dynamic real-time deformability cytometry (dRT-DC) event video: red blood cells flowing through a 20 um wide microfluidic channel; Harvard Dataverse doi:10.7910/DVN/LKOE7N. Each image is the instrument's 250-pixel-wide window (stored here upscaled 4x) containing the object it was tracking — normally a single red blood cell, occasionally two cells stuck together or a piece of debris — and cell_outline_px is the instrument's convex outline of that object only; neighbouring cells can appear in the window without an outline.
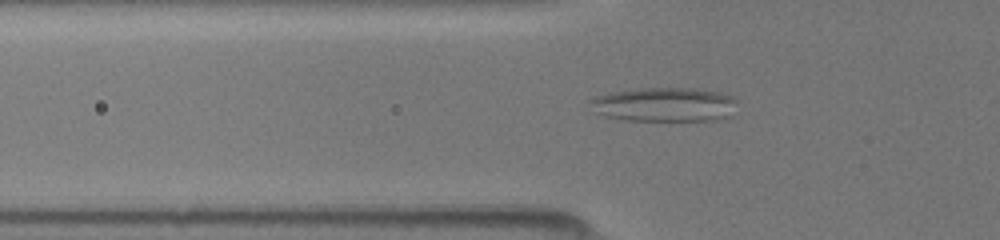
{"species": "common noctule bat (a hibernating species)", "species_latin": "Nyctalus noctula", "temperature_condition": "room temperature", "stored_images_in_passage": 39, "camera_frame_rate_fps": 3000, "um_per_image_px": 0.085, "animal": {"sex": "female", "body_mass_g": 19.5, "forearm_length_mm": 54.1}, "frame": {"image": 1, "passage_image": 6, "time_ms": 1.667, "image_size_px": [1000, 240], "cell_outline_px": [[736, 100], [728, 116], [716, 120], [628, 120], [608, 116], [596, 112], [592, 100], [596, 96], [612, 92], [640, 88], [696, 88], [720, 92], [732, 96]], "centroid_in_image_um": [56.52, 8.87], "position_along_channel_um": 69.3, "area_um2": 28.67}}
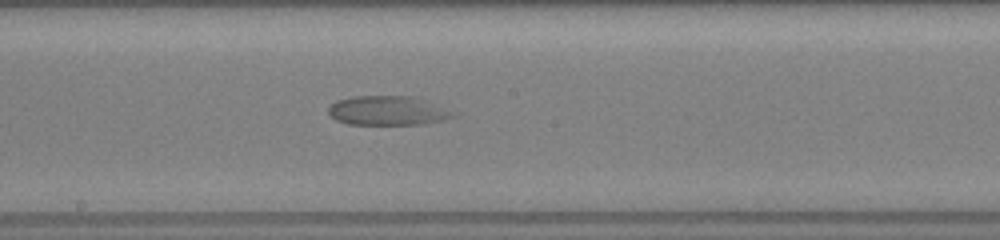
{"frame": {"image": 2, "passage_image": 17, "time_ms": 5.333, "image_size_px": [1000, 240], "cell_outline_px": [[456, 116], [424, 124], [348, 124], [336, 120], [328, 112], [328, 108], [336, 100], [352, 96], [412, 96]], "centroid_in_image_um": [32.78, 9.41], "position_along_channel_um": 215.4, "area_um2": 20.46}}
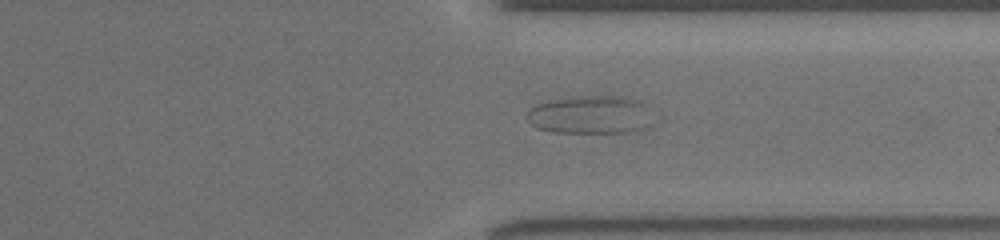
{"frame": {"image": 3, "passage_image": 28, "time_ms": 9.0, "image_size_px": [1000, 240], "cell_outline_px": [[648, 128], [628, 132], [556, 132], [536, 128], [528, 120], [528, 112], [536, 104], [556, 100], [580, 96], [624, 96], [640, 100]], "centroid_in_image_um": [50.1, 9.76], "position_along_channel_um": 361.3, "area_um2": 26.99}}